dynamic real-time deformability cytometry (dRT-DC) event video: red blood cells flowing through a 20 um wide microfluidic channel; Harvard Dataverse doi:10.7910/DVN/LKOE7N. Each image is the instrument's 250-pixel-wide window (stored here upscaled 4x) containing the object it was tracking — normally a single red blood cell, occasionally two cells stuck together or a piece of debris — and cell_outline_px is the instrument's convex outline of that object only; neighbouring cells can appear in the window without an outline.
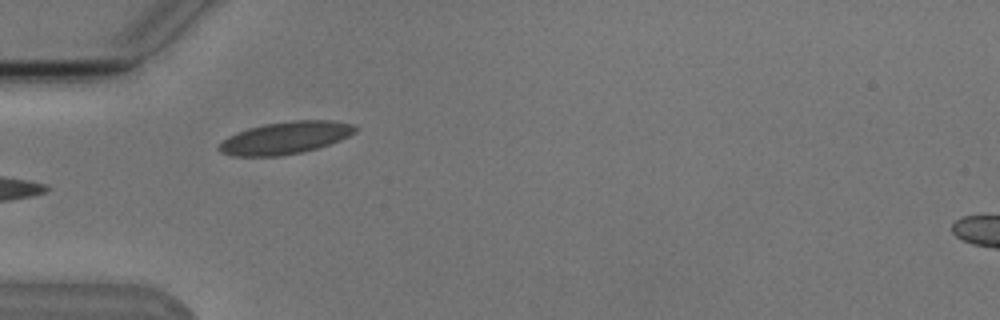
{"species": "Egyptian fruit bat (a non-hibernating species)", "species_latin": "Rousettus aegyptiacus", "temperature_condition": "cold", "stored_images_in_passage": 8, "camera_frame_rate_fps": 3000, "um_per_image_px": 0.085, "animal": {"sex": "male"}, "frame": {"image": 1, "passage_image": 6, "time_ms": 5.667, "image_size_px": [1000, 320], "cell_outline_px": [[360, 128], [356, 132], [340, 140], [316, 148], [300, 152], [280, 156], [232, 156], [220, 152], [216, 148], [216, 144], [228, 136], [236, 132], [248, 128], [264, 124], [292, 120], [332, 120], [356, 124]], "centroid_in_image_um": [24.24, 11.7], "position_along_channel_um": 60.8, "area_um2": 25.95}}
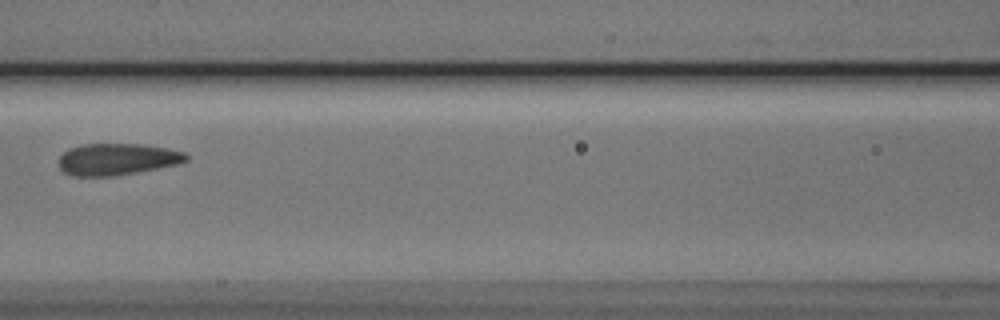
{"frame": {"image": 2, "passage_image": 8, "time_ms": 8.333, "image_size_px": [1000, 320], "cell_outline_px": [[188, 160], [176, 164], [136, 172], [108, 176], [72, 176], [64, 172], [60, 168], [60, 156], [68, 148], [84, 144], [144, 144], [168, 148], [184, 152], [188, 156]], "centroid_in_image_um": [9.94, 13.52], "position_along_channel_um": 156.7, "area_um2": 23.35}}